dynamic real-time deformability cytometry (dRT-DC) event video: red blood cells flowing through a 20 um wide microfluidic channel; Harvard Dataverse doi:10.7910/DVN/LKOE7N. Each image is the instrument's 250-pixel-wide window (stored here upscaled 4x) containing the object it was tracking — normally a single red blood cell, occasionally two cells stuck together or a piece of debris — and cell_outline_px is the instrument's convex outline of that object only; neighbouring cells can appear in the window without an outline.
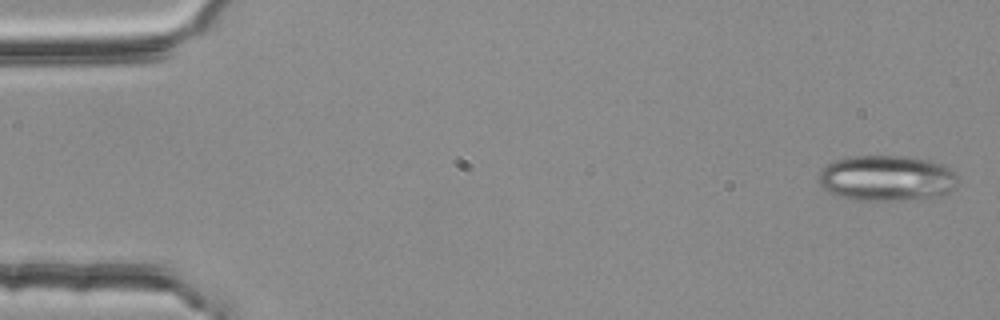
{"species": "common noctule bat (a hibernating species)", "species_latin": "Nyctalus noctula", "temperature_condition": "room temperature", "stored_images_in_passage": 5, "camera_frame_rate_fps": 3000, "um_per_image_px": 0.085, "animal": {"sex": "female", "body_mass_g": 25.1}, "frame": {"image": 1, "passage_image": 1, "time_ms": 0.0, "image_size_px": [1000, 320], "cell_outline_px": [[956, 188], [940, 196], [908, 200], [856, 200], [840, 196], [828, 192], [820, 184], [820, 168], [824, 164], [836, 160], [852, 156], [908, 156], [932, 160], [948, 168], [956, 176]], "centroid_in_image_um": [75.36, 15.14], "position_along_channel_um": 9.6, "area_um2": 37.17}}